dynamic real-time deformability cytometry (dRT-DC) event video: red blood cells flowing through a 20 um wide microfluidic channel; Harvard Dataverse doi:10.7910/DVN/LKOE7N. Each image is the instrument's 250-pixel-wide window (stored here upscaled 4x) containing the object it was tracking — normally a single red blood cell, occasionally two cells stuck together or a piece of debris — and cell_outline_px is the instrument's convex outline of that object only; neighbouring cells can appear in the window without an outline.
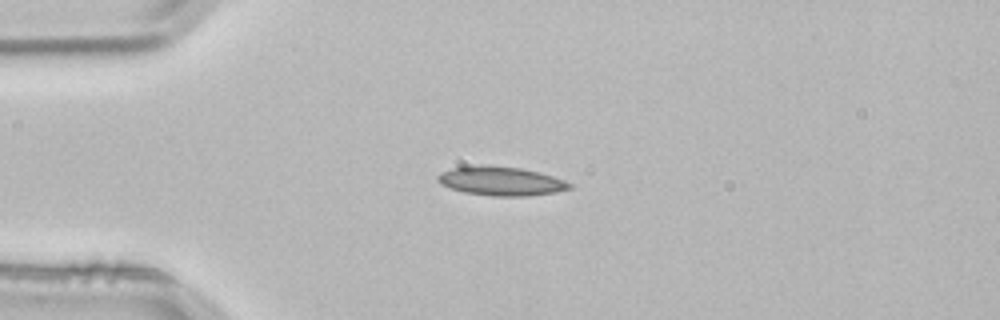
{"species": "common noctule bat (a hibernating species)", "species_latin": "Nyctalus noctula", "temperature_condition": "room temperature", "stored_images_in_passage": 1, "camera_frame_rate_fps": 3000, "um_per_image_px": 0.085, "animal": {"sex": "male", "body_mass_g": 21.5, "forearm_length_mm": 52.0}, "frame": {"image": 1, "passage_image": 1, "time_ms": 0.0, "image_size_px": [1000, 320], "cell_outline_px": [[572, 188], [556, 192], [528, 196], [492, 196], [464, 192], [440, 184], [436, 180], [436, 176], [440, 172], [452, 168], [520, 168], [552, 176], [564, 180], [572, 184]], "centroid_in_image_um": [42.61, 15.45], "position_along_channel_um": 42.4, "area_um2": 21.27}}